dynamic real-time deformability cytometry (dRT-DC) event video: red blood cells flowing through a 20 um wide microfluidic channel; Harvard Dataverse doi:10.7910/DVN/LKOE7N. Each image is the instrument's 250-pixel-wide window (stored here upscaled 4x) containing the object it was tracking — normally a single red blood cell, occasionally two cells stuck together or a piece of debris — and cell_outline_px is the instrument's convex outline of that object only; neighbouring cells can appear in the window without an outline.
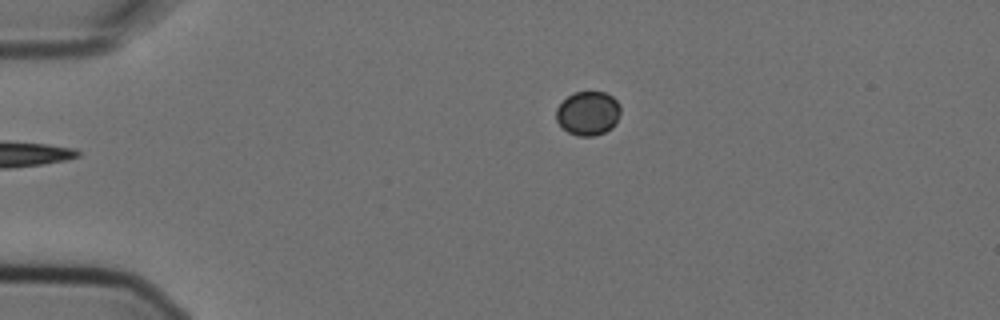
{"species": "Egyptian fruit bat (a non-hibernating species)", "species_latin": "Rousettus aegyptiacus", "temperature_condition": "cold", "stored_images_in_passage": 5, "camera_frame_rate_fps": 3000, "um_per_image_px": 0.085, "animal": {"sex": "female"}, "frame": {"image": 1, "passage_image": 1, "time_ms": 0.0, "image_size_px": [1000, 320], "cell_outline_px": [[620, 112], [616, 124], [612, 128], [604, 132], [592, 136], [580, 136], [568, 132], [556, 120], [556, 108], [568, 96], [576, 92], [604, 92], [612, 96], [620, 104]], "centroid_in_image_um": [50.0, 9.63], "position_along_channel_um": 35.0, "area_um2": 16.42}}
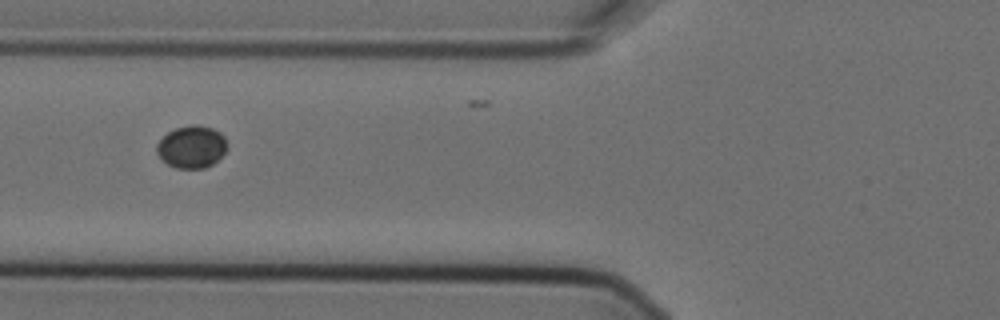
{"frame": {"image": 2, "passage_image": 4, "time_ms": 1.0, "image_size_px": [1000, 320], "cell_outline_px": [[228, 148], [212, 164], [204, 168], [176, 168], [168, 164], [156, 152], [156, 144], [168, 132], [176, 128], [192, 124], [196, 124], [212, 128], [220, 132], [224, 136], [228, 144]], "centroid_in_image_um": [16.3, 12.47], "position_along_channel_um": 109.5, "area_um2": 17.28}}
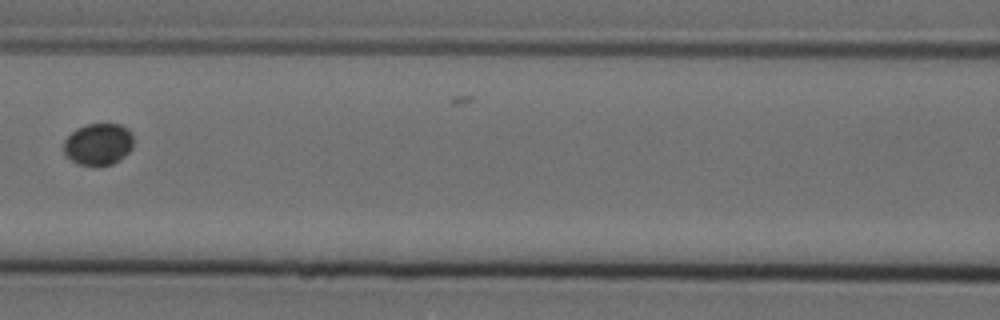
{"frame": {"image": 3, "passage_image": 5, "time_ms": 1.333, "image_size_px": [1000, 320], "cell_outline_px": [[132, 148], [124, 156], [112, 164], [76, 164], [64, 152], [64, 140], [76, 128], [84, 124], [120, 124], [128, 128], [132, 132]], "centroid_in_image_um": [8.36, 12.22], "position_along_channel_um": 158.2, "area_um2": 16.82}}